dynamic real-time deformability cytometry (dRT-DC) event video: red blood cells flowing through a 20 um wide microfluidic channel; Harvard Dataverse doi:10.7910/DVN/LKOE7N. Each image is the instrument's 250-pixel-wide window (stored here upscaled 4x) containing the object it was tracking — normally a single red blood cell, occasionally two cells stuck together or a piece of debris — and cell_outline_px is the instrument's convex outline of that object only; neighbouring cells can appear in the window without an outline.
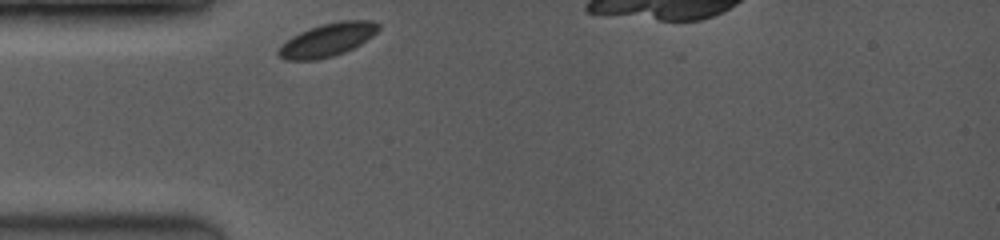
{"species": "common noctule bat (a hibernating species)", "species_latin": "Nyctalus noctula", "temperature_condition": "room temperature", "stored_images_in_passage": 35, "segment_of_instrument_passage": [1, 2], "camera_frame_rate_fps": 3500, "um_per_image_px": 0.085, "animal": {"sex": "female", "body_mass_g": 19.0, "forearm_length_mm": 53.3}, "frame": {"image": 1, "passage_image": 1, "time_ms": 0.0, "image_size_px": [1000, 240], "cell_outline_px": [[380, 28], [372, 36], [360, 44], [344, 52], [332, 56], [316, 60], [284, 60], [276, 56], [276, 52], [292, 36], [300, 32], [324, 24], [340, 20], [372, 20], [380, 24]], "centroid_in_image_um": [27.84, 3.39], "position_along_channel_um": 57.2, "area_um2": 19.13}}
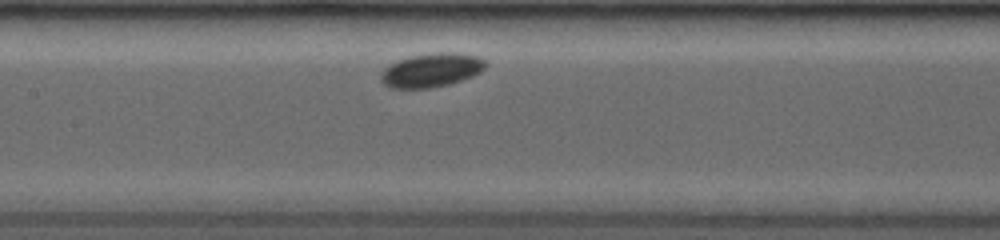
{"frame": {"image": 2, "passage_image": 16, "time_ms": 3.143, "image_size_px": [1000, 240], "cell_outline_px": [[488, 64], [480, 72], [472, 76], [448, 84], [428, 88], [388, 88], [380, 80], [380, 72], [388, 64], [396, 60], [408, 56], [436, 52], [456, 52], [480, 56]], "centroid_in_image_um": [36.63, 5.94], "position_along_channel_um": 170.8, "area_um2": 20.98}}
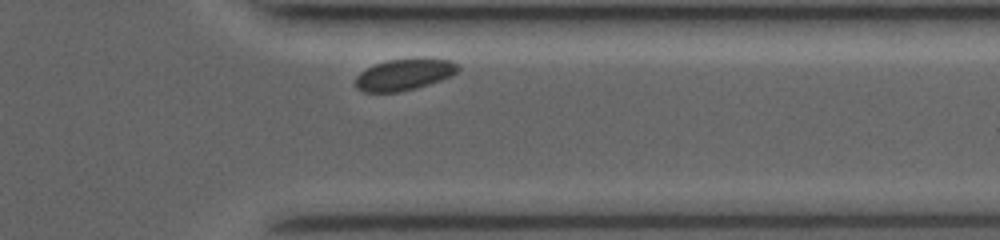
{"frame": {"image": 3, "passage_image": 32, "time_ms": 8.571, "image_size_px": [1000, 240], "cell_outline_px": [[460, 68], [452, 76], [416, 88], [400, 92], [364, 92], [356, 88], [356, 76], [360, 72], [376, 64], [388, 60], [452, 60], [460, 64]], "centroid_in_image_um": [34.36, 6.37], "position_along_channel_um": 377.0, "area_um2": 18.32}}